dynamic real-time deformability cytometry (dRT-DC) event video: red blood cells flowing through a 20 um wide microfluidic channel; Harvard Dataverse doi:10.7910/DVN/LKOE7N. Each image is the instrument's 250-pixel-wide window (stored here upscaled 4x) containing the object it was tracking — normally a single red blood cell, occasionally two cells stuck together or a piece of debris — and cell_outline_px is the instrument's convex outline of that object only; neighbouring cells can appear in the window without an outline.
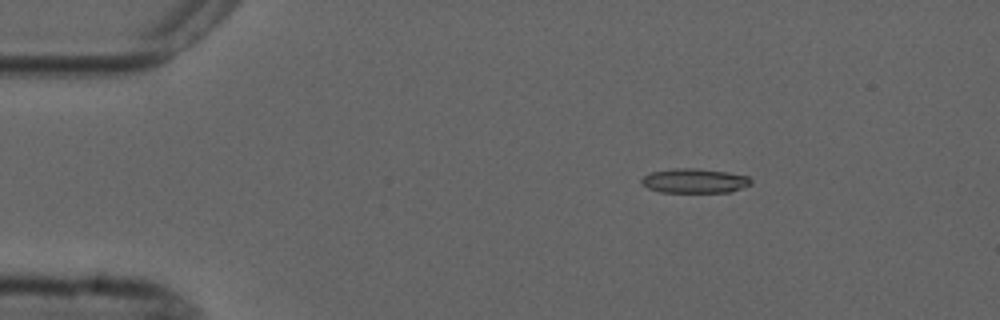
{"species": "common noctule bat (a hibernating species)", "species_latin": "Nyctalus noctula", "temperature_condition": "cold", "stored_images_in_passage": 5, "camera_frame_rate_fps": 3000, "um_per_image_px": 0.085, "animal": {"sex": "male", "forearm_length_mm": 52.5}, "frame": {"image": 1, "passage_image": 3, "time_ms": 2.667, "image_size_px": [1000, 320], "cell_outline_px": [[752, 184], [728, 192], [660, 192], [648, 188], [640, 180], [644, 176], [652, 172], [676, 168], [696, 168], [728, 172], [748, 176], [752, 180]], "centroid_in_image_um": [59.05, 15.36], "position_along_channel_um": 25.9, "area_um2": 15.49}}